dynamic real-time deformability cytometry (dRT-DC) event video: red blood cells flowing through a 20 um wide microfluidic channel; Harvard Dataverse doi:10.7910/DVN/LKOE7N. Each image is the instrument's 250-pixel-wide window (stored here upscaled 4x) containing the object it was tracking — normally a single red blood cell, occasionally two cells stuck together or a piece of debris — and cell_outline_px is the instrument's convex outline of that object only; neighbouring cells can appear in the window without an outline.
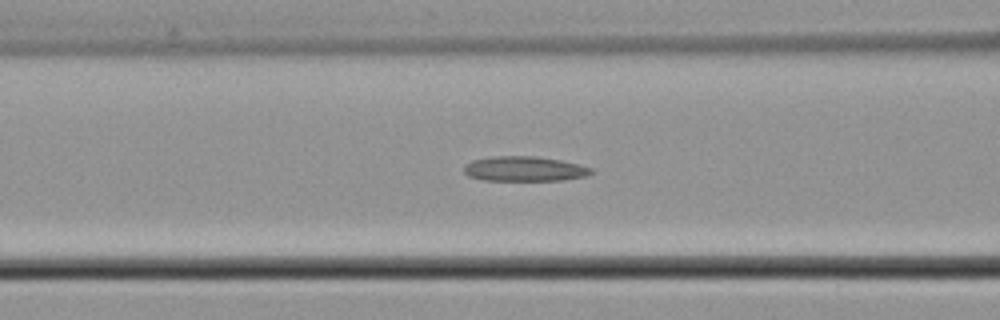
{"species": "common noctule bat (a hibernating species)", "species_latin": "Nyctalus noctula", "temperature_condition": "cold", "stored_images_in_passage": 48, "camera_frame_rate_fps": 3000, "um_per_image_px": 0.085, "animal": {"sex": "male", "body_mass_g": 21.5, "forearm_length_mm": 52.0}, "frame": {"image": 1, "passage_image": 16, "time_ms": 5.0, "image_size_px": [1000, 320], "cell_outline_px": [[592, 172], [588, 176], [564, 180], [484, 180], [468, 176], [464, 172], [464, 168], [472, 160], [492, 156], [532, 156], [560, 160], [592, 168]], "centroid_in_image_um": [44.57, 14.35], "position_along_channel_um": 122.0, "area_um2": 18.26}}
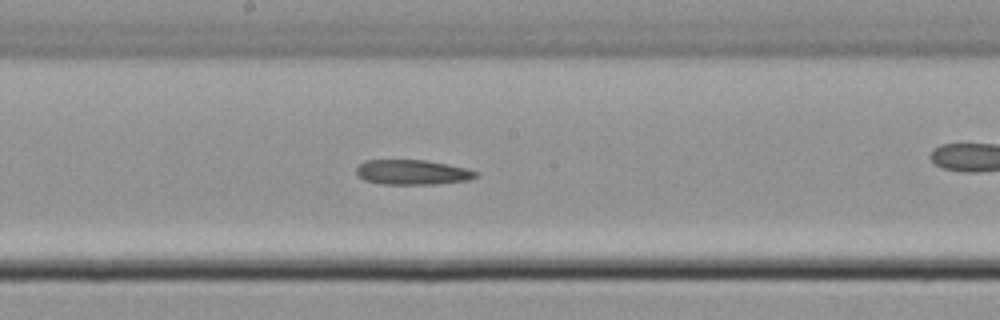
{"frame": {"image": 2, "passage_image": 23, "time_ms": 7.333, "image_size_px": [1000, 320], "cell_outline_px": [[480, 176], [468, 180], [436, 184], [380, 184], [364, 180], [356, 172], [356, 168], [364, 160], [424, 160], [464, 168], [480, 172]], "centroid_in_image_um": [35.06, 14.65], "position_along_channel_um": 213.1, "area_um2": 17.28}}
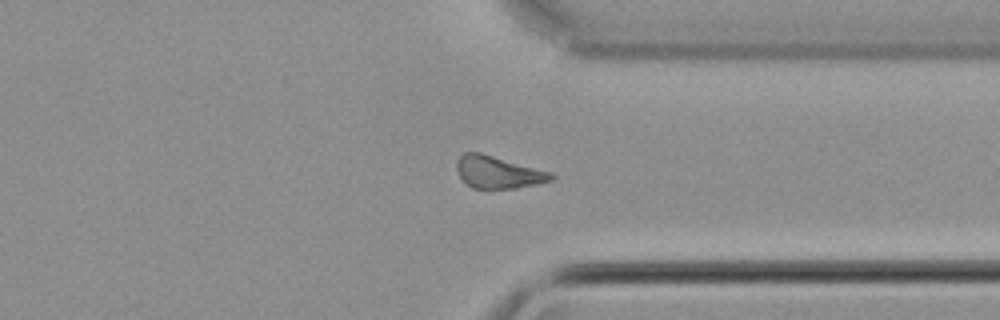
{"frame": {"image": 3, "passage_image": 35, "time_ms": 11.333, "image_size_px": [1000, 320], "cell_outline_px": [[556, 176], [552, 180], [536, 184], [516, 188], [488, 192], [472, 188], [464, 184], [456, 168], [456, 160], [464, 152], [480, 152], [552, 172]], "centroid_in_image_um": [42.3, 14.68], "position_along_channel_um": 369.1, "area_um2": 18.5}}